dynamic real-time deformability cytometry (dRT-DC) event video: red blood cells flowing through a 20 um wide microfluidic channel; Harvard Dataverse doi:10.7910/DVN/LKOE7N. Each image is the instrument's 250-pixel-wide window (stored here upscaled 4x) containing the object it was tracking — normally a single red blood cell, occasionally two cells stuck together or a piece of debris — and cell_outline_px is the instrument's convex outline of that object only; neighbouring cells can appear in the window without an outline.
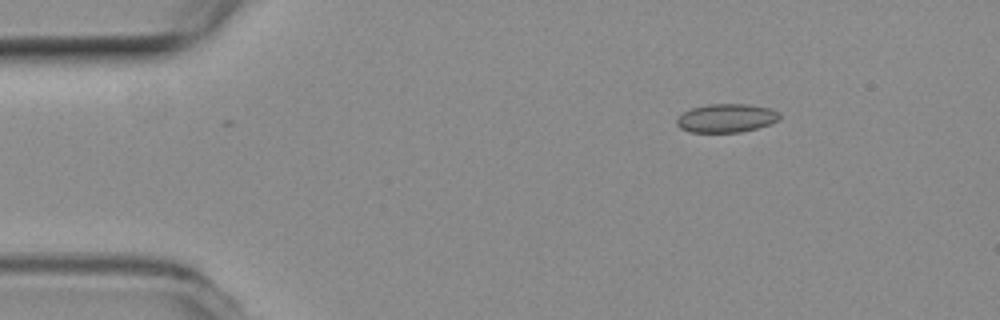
{"species": "common noctule bat (a hibernating species)", "species_latin": "Nyctalus noctula", "temperature_condition": "room temperature", "stored_images_in_passage": 7, "camera_frame_rate_fps": 3000, "um_per_image_px": 0.085, "animal": {"sex": "female", "body_mass_g": 19.3, "forearm_length_mm": 54.1}, "frame": {"image": 1, "passage_image": 2, "time_ms": 0.333, "image_size_px": [1000, 320], "cell_outline_px": [[780, 120], [756, 128], [740, 132], [692, 132], [680, 128], [676, 124], [676, 120], [684, 112], [692, 108], [708, 104], [748, 104], [772, 108], [780, 112]], "centroid_in_image_um": [61.77, 10.03], "position_along_channel_um": 23.2, "area_um2": 17.11}}
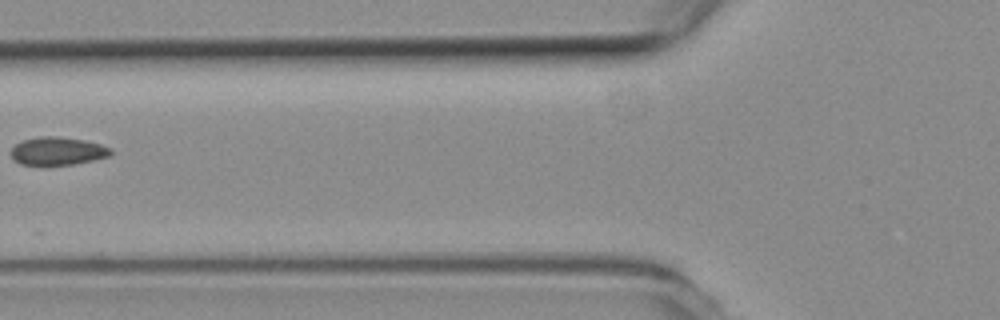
{"frame": {"image": 2, "passage_image": 6, "time_ms": 1.667, "image_size_px": [1000, 320], "cell_outline_px": [[112, 152], [108, 156], [92, 160], [72, 164], [20, 164], [12, 160], [12, 148], [16, 144], [24, 140], [40, 136], [56, 136], [84, 140], [100, 144], [112, 148]], "centroid_in_image_um": [4.89, 12.83], "position_along_channel_um": 120.9, "area_um2": 16.01}}
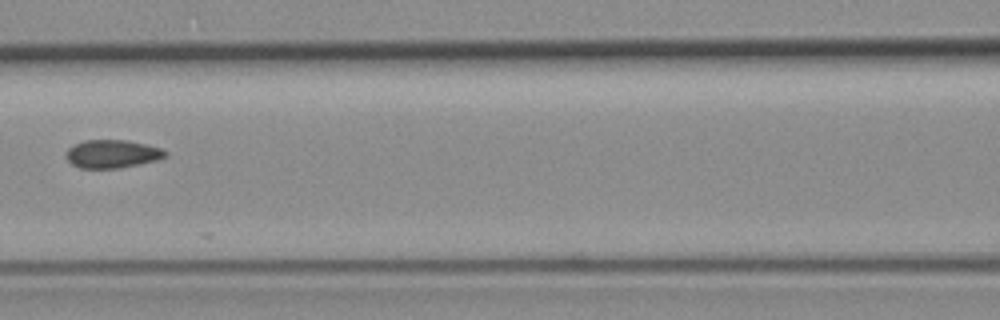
{"frame": {"image": 3, "passage_image": 7, "time_ms": 2.0, "image_size_px": [1000, 320], "cell_outline_px": [[168, 156], [156, 160], [120, 168], [80, 168], [72, 164], [68, 160], [68, 148], [84, 140], [128, 140], [160, 148], [168, 152]], "centroid_in_image_um": [9.57, 13.08], "position_along_channel_um": 157.0, "area_um2": 16.07}}